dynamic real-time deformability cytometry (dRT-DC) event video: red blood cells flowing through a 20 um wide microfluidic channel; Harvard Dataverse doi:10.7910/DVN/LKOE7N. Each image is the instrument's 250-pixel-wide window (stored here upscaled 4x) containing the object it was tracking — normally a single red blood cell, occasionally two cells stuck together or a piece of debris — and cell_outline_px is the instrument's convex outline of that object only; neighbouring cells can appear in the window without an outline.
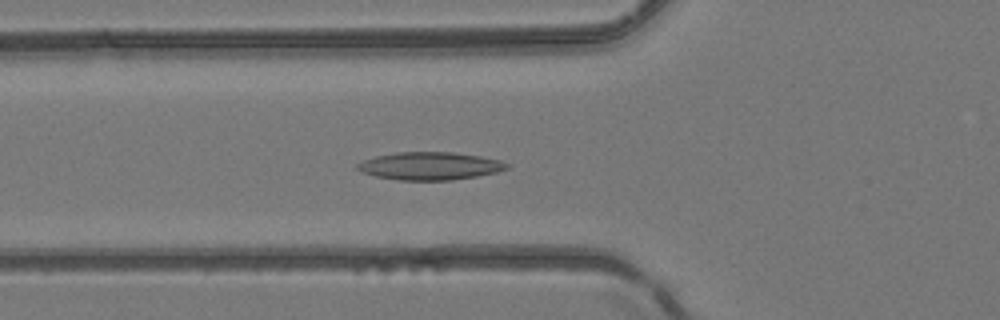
{"species": "common noctule bat (a hibernating species)", "species_latin": "Nyctalus noctula", "temperature_condition": "room temperature", "stored_images_in_passage": 31, "camera_frame_rate_fps": 3000, "um_per_image_px": 0.085, "animal": {"sex": "female", "body_mass_g": 24.6, "forearm_length_mm": 56.2}, "frame": {"image": 1, "passage_image": 19, "time_ms": 6.0, "image_size_px": [1000, 320], "cell_outline_px": [[508, 168], [496, 172], [476, 176], [452, 180], [400, 180], [376, 176], [364, 172], [356, 168], [356, 164], [364, 160], [376, 156], [396, 152], [452, 152], [480, 156], [500, 160], [508, 164]], "centroid_in_image_um": [36.54, 14.1], "position_along_channel_um": 89.3, "area_um2": 23.99}}
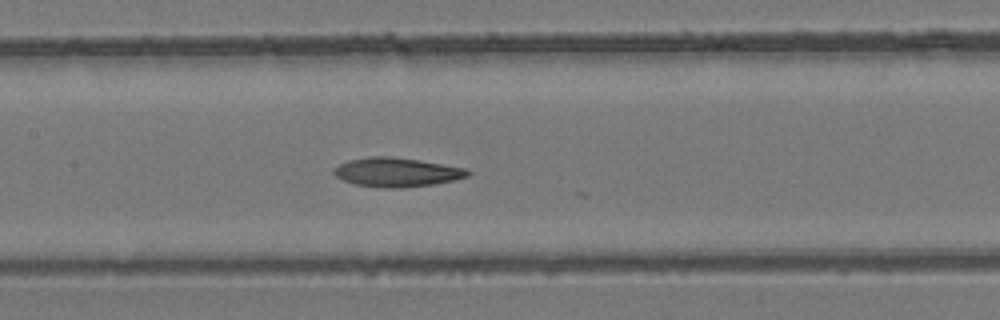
{"frame": {"image": 2, "passage_image": 25, "time_ms": 8.0, "image_size_px": [1000, 320], "cell_outline_px": [[472, 172], [468, 176], [456, 180], [432, 184], [400, 188], [384, 188], [352, 184], [336, 176], [332, 172], [340, 164], [348, 160], [372, 156], [392, 156], [468, 168]], "centroid_in_image_um": [33.75, 14.64], "position_along_channel_um": 173.7, "area_um2": 22.72}}
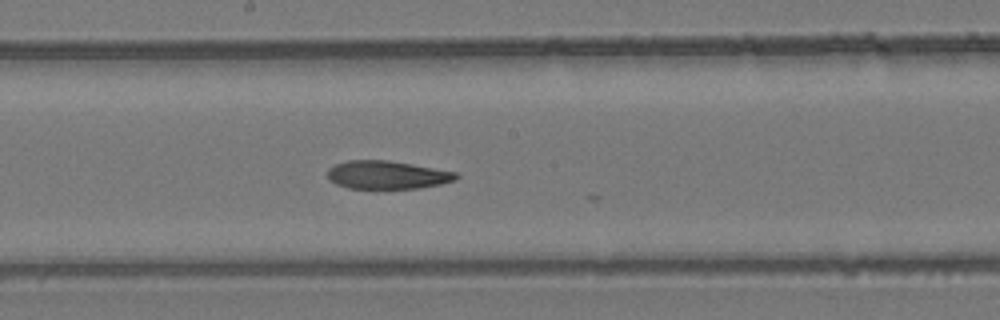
{"frame": {"image": 3, "passage_image": 28, "time_ms": 9.0, "image_size_px": [1000, 320], "cell_outline_px": [[460, 176], [456, 180], [440, 184], [420, 188], [348, 188], [336, 184], [328, 180], [328, 168], [336, 164], [348, 160], [388, 160], [412, 164], [456, 172]], "centroid_in_image_um": [32.9, 14.86], "position_along_channel_um": 215.3, "area_um2": 21.1}}